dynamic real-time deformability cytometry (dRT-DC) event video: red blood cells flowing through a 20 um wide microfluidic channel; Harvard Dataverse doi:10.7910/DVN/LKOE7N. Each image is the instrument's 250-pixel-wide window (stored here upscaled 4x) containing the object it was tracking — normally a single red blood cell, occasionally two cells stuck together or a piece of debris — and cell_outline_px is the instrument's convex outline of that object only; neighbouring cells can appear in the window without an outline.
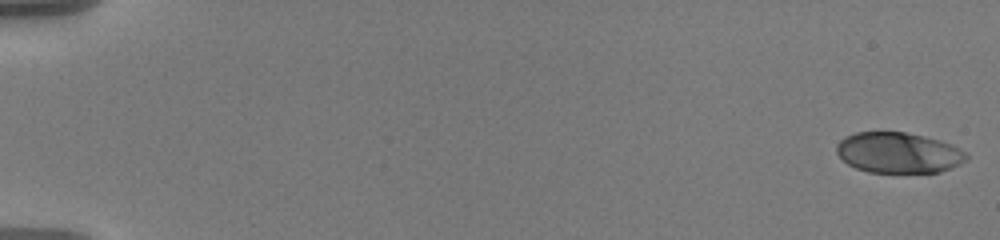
{"species": "human", "species_latin": "Homo sapiens", "temperature_condition": "warm", "stored_images_in_passage": 15, "camera_frame_rate_fps": 3000, "um_per_image_px": 0.085, "donor": {"sex": "male"}, "frame": {"image": 1, "passage_image": 1, "time_ms": 0.0, "image_size_px": [1000, 240], "cell_outline_px": [[968, 160], [960, 164], [940, 172], [868, 172], [856, 168], [848, 164], [836, 152], [836, 144], [844, 136], [856, 132], [904, 132], [924, 136], [948, 144], [964, 152], [968, 156]], "centroid_in_image_um": [76.32, 12.98], "position_along_channel_um": 8.7, "area_um2": 30.46}}